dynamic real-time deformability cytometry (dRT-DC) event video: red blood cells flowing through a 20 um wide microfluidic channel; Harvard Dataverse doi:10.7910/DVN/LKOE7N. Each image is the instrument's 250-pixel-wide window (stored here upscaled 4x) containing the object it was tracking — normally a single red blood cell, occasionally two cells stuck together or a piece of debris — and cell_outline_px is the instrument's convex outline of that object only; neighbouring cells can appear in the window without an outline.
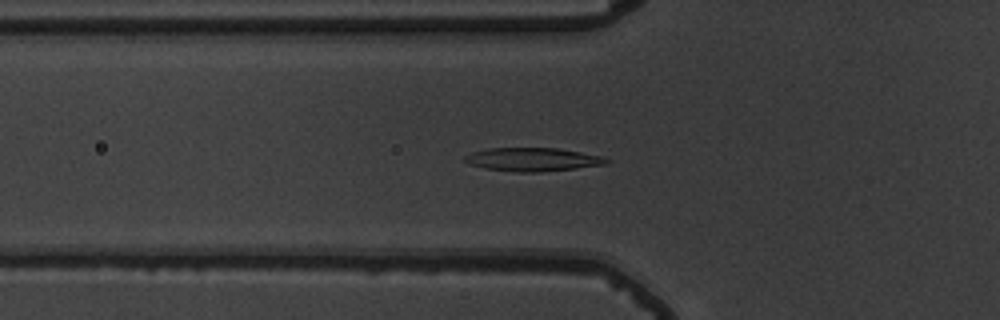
{"species": "common noctule bat (a hibernating species)", "species_latin": "Nyctalus noctula", "temperature_condition": "warm", "stored_images_in_passage": 42, "camera_frame_rate_fps": 3000, "um_per_image_px": 0.085, "animal": {"sex": "male", "body_mass_g": 19.5, "forearm_length_mm": 54.6}, "frame": {"image": 1, "passage_image": 14, "time_ms": 4.333, "image_size_px": [1000, 320], "cell_outline_px": [[612, 160], [608, 164], [540, 172], [520, 172], [484, 168], [472, 164], [464, 160], [464, 156], [472, 152], [488, 148], [556, 148], [580, 152], [600, 156]], "centroid_in_image_um": [45.29, 13.55], "position_along_channel_um": 80.5, "area_um2": 19.13}}
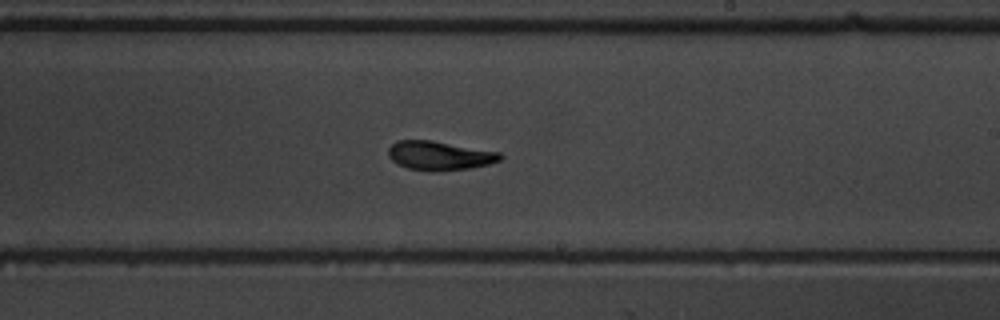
{"frame": {"image": 2, "passage_image": 28, "time_ms": 9.0, "image_size_px": [1000, 320], "cell_outline_px": [[504, 156], [500, 160], [488, 164], [468, 168], [408, 168], [392, 160], [388, 156], [388, 148], [396, 140], [432, 140], [500, 152]], "centroid_in_image_um": [37.37, 13.16], "position_along_channel_um": 251.6, "area_um2": 18.03}}
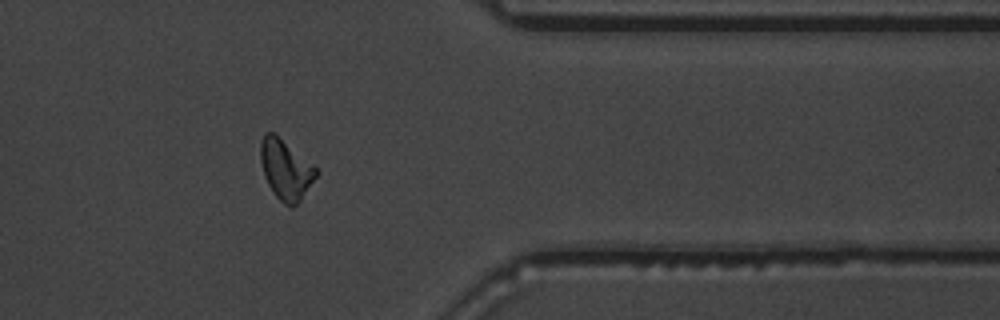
{"frame": {"image": 3, "passage_image": 40, "time_ms": 13.0, "image_size_px": [1000, 320], "cell_outline_px": [[320, 172], [300, 200], [292, 208], [284, 204], [272, 192], [264, 176], [260, 160], [260, 144], [264, 132], [272, 132], [316, 168]], "centroid_in_image_um": [24.26, 14.44], "position_along_channel_um": 387.1, "area_um2": 19.02}, "authors_computed_cell_mechanics": {"area_um2": 18.3515, "velocity_mm_per_s": 3.6676, "shape_relaxation_time_tau1_ms": 3.8303, "shape_relaxation_time_tau2_ms": 3.3769, "deformation_change_tau1": 0.1594, "deformation_change_tau2": 0.104}}